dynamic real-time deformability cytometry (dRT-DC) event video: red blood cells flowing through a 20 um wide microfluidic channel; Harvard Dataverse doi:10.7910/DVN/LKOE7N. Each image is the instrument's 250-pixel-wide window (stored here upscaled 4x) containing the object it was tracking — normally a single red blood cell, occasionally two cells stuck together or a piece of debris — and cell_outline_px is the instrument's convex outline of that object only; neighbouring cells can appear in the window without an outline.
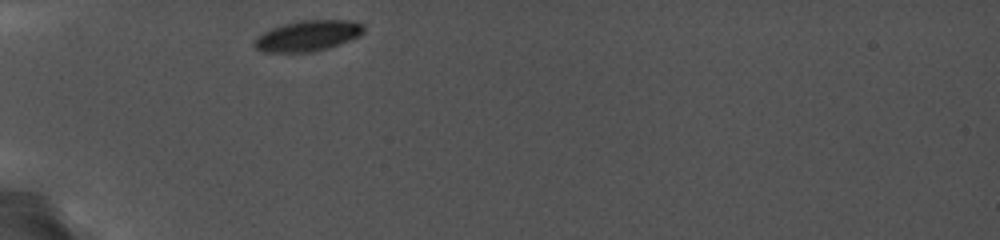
{"species": "common noctule bat (a hibernating species)", "species_latin": "Nyctalus noctula", "temperature_condition": "cold", "stored_images_in_passage": 42, "camera_frame_rate_fps": 5000, "um_per_image_px": 0.085, "animal": {"sex": "female", "body_mass_g": 19.0, "forearm_length_mm": 56.7}, "frame": {"image": 1, "passage_image": 1, "time_ms": 0.0, "image_size_px": [1000, 240], "cell_outline_px": [[364, 32], [360, 36], [328, 48], [312, 52], [264, 52], [256, 48], [252, 44], [256, 36], [272, 28], [284, 24], [300, 20], [352, 20], [364, 24]], "centroid_in_image_um": [26.17, 3.04], "position_along_channel_um": 58.8, "area_um2": 19.65}}
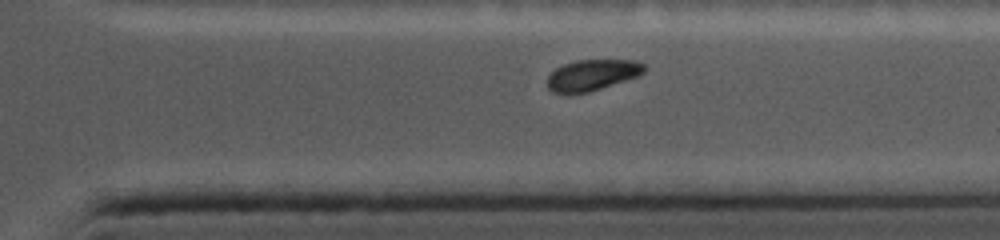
{"frame": {"image": 2, "passage_image": 34, "time_ms": 8.6, "image_size_px": [1000, 240], "cell_outline_px": [[644, 72], [640, 76], [588, 92], [552, 92], [548, 88], [548, 76], [556, 68], [564, 64], [576, 60], [636, 60], [644, 64]], "centroid_in_image_um": [50.37, 6.36], "position_along_channel_um": 361.0, "area_um2": 17.28}}
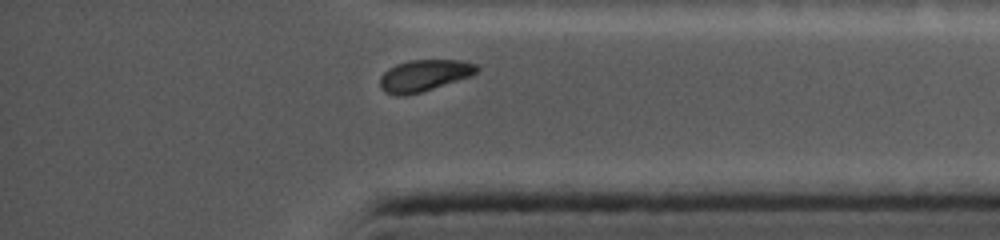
{"frame": {"image": 3, "passage_image": 38, "time_ms": 9.6, "image_size_px": [1000, 240], "cell_outline_px": [[480, 68], [472, 76], [420, 92], [404, 96], [396, 96], [384, 92], [380, 88], [380, 76], [388, 68], [396, 64], [408, 60], [460, 60], [476, 64]], "centroid_in_image_um": [36.03, 6.42], "position_along_channel_um": 399.2, "area_um2": 17.92}}